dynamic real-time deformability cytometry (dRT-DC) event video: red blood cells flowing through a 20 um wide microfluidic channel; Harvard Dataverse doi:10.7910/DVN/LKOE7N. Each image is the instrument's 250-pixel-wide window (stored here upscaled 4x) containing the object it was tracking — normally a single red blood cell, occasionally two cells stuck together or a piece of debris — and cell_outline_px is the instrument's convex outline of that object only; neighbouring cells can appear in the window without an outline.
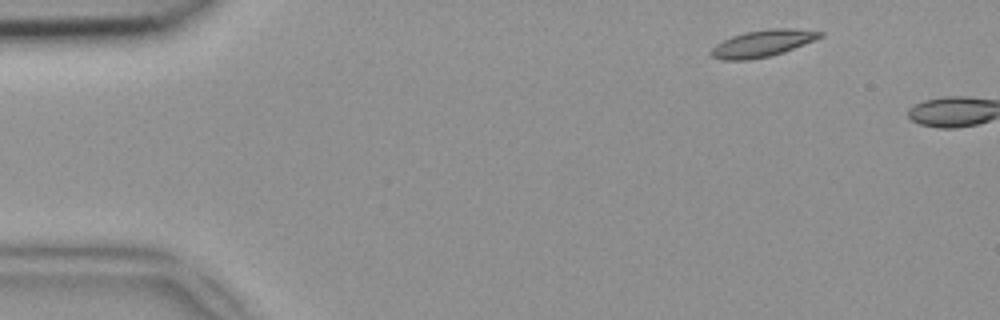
{"species": "common noctule bat (a hibernating species)", "species_latin": "Nyctalus noctula", "temperature_condition": "room temperature", "stored_images_in_passage": 3, "camera_frame_rate_fps": 3000, "um_per_image_px": 0.085, "animal": {"sex": "female", "body_mass_g": 18.4}, "frame": {"image": 1, "passage_image": 1, "time_ms": 0.0, "image_size_px": [1000, 320], "cell_outline_px": [[824, 36], [816, 40], [784, 52], [768, 56], [748, 60], [724, 60], [712, 56], [708, 52], [716, 44], [732, 36], [744, 32], [768, 28], [792, 28], [824, 32]], "centroid_in_image_um": [64.84, 3.67], "position_along_channel_um": 20.2, "area_um2": 17.11}}